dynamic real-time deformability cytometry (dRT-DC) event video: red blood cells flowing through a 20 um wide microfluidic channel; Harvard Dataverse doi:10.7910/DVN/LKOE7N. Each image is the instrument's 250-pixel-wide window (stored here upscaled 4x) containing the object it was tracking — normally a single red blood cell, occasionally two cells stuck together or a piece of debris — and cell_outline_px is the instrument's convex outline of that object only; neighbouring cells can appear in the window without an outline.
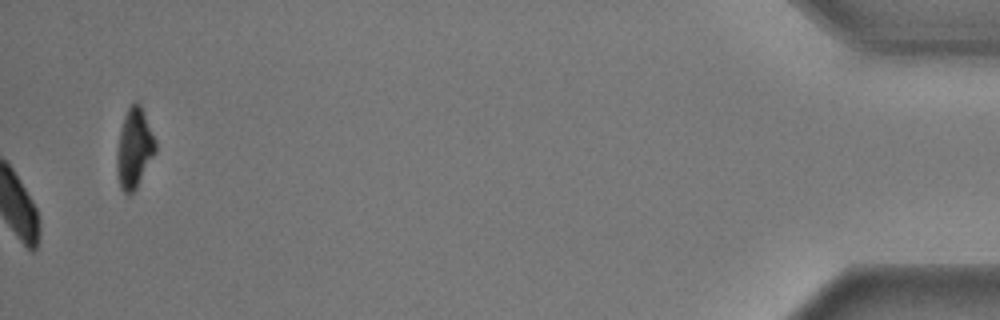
{"species": "common noctule bat (a hibernating species)", "species_latin": "Nyctalus noctula", "temperature_condition": "warm", "stored_images_in_passage": 57, "camera_frame_rate_fps": 3000, "um_per_image_px": 0.085, "animal": {"sex": "male", "body_mass_g": 17.9}, "frame": {"image": 1, "passage_image": 57, "time_ms": 18.667, "image_size_px": [1000, 320], "cell_outline_px": [[156, 152], [136, 188], [128, 196], [120, 188], [116, 172], [116, 156], [120, 128], [124, 116], [128, 108], [136, 100], [140, 104], [156, 144]], "centroid_in_image_um": [11.38, 12.64], "position_along_channel_um": 423.8, "area_um2": 17.8}, "authors_computed_cell_mechanics": {"area_um2": 21.3282, "velocity_mm_per_s": 3.5908, "shape_relaxation_time_tau1_ms": 2.6128, "shape_relaxation_time_tau2_ms": null, "deformation_change_tau1": 0.154, "deformation_change_tau2": null}}